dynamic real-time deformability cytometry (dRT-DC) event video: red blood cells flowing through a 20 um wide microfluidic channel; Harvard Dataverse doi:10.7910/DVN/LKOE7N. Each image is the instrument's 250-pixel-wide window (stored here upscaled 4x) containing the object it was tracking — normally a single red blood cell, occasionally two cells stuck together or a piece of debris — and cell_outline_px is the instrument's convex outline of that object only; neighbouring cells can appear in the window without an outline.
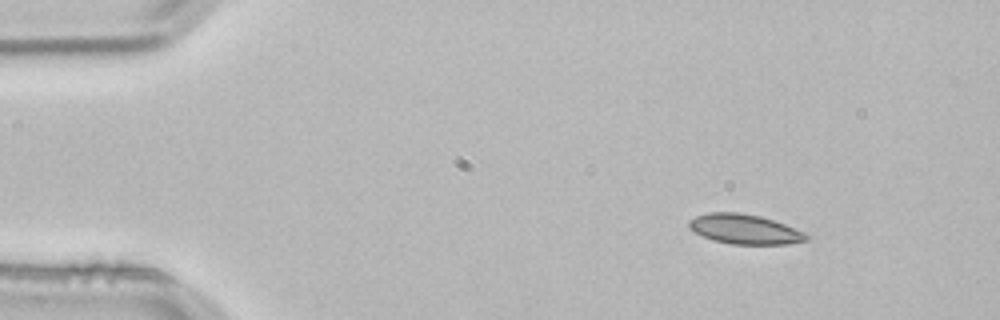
{"species": "common noctule bat (a hibernating species)", "species_latin": "Nyctalus noctula", "temperature_condition": "room temperature", "stored_images_in_passage": 2, "camera_frame_rate_fps": 3000, "um_per_image_px": 0.085, "animal": {"sex": "male", "body_mass_g": 21.5, "forearm_length_mm": 52.0}, "frame": {"image": 1, "passage_image": 2, "time_ms": 0.333, "image_size_px": [1000, 320], "cell_outline_px": [[812, 236], [808, 240], [788, 244], [732, 244], [712, 240], [688, 228], [688, 220], [696, 216], [708, 212], [740, 212], [760, 216], [808, 232]], "centroid_in_image_um": [63.34, 19.48], "position_along_channel_um": 21.7, "area_um2": 20.58}}